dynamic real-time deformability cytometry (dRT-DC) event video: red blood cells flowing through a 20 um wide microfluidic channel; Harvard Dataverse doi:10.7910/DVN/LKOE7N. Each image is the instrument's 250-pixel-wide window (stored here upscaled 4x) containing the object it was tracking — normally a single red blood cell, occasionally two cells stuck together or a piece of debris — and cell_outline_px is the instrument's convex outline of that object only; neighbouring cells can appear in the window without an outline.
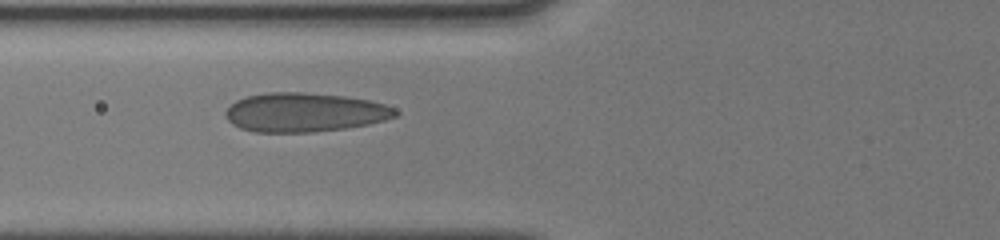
{"species": "human", "species_latin": "Homo sapiens", "temperature_condition": "cold", "stored_images_in_passage": 12, "camera_frame_rate_fps": 3000, "um_per_image_px": 0.085, "donor": {"sex": "male"}, "frame": {"image": 1, "passage_image": 2, "time_ms": 0.667, "image_size_px": [1000, 240], "cell_outline_px": [[400, 116], [368, 124], [344, 128], [312, 132], [252, 132], [240, 128], [232, 124], [224, 116], [224, 112], [236, 100], [248, 96], [268, 92], [304, 92], [344, 96], [368, 100], [384, 104], [396, 108], [400, 112]], "centroid_in_image_um": [25.9, 9.55], "position_along_channel_um": 99.9, "area_um2": 38.84}}
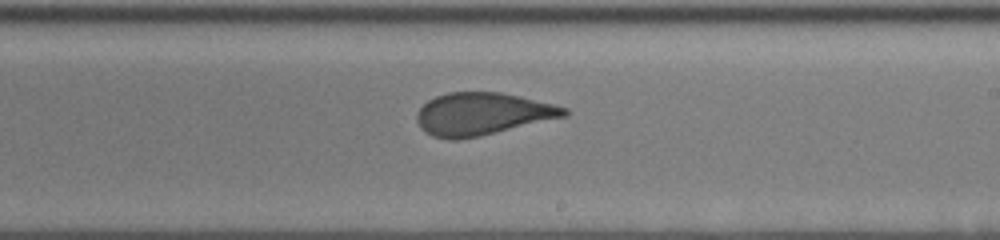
{"frame": {"image": 2, "passage_image": 8, "time_ms": 4.333, "image_size_px": [1000, 240], "cell_outline_px": [[568, 116], [480, 136], [456, 140], [448, 140], [432, 136], [424, 132], [420, 128], [416, 120], [416, 116], [420, 108], [428, 100], [436, 96], [448, 92], [500, 92], [520, 96], [568, 108]], "centroid_in_image_um": [40.97, 9.69], "position_along_channel_um": 248.0, "area_um2": 36.59}}
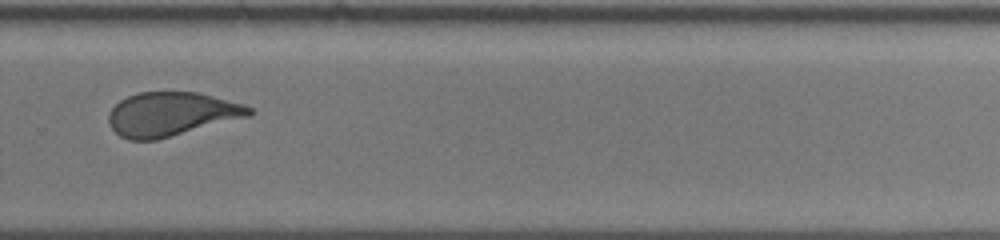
{"frame": {"image": 3, "passage_image": 11, "time_ms": 6.0, "image_size_px": [1000, 240], "cell_outline_px": [[256, 112], [248, 116], [156, 140], [128, 140], [120, 136], [108, 124], [108, 112], [120, 100], [136, 92], [200, 92], [244, 104], [252, 108]], "centroid_in_image_um": [14.54, 9.69], "position_along_channel_um": 315.3, "area_um2": 35.95}}